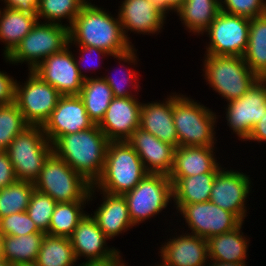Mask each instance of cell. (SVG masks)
<instances>
[{
  "mask_svg": "<svg viewBox=\"0 0 266 266\" xmlns=\"http://www.w3.org/2000/svg\"><path fill=\"white\" fill-rule=\"evenodd\" d=\"M100 5L84 4L80 13L69 27V46H94L111 56L128 51L133 47L125 38L117 16Z\"/></svg>",
  "mask_w": 266,
  "mask_h": 266,
  "instance_id": "6da1fadb",
  "label": "cell"
},
{
  "mask_svg": "<svg viewBox=\"0 0 266 266\" xmlns=\"http://www.w3.org/2000/svg\"><path fill=\"white\" fill-rule=\"evenodd\" d=\"M108 138L98 124L60 136L53 144V152L92 185L100 178L105 164Z\"/></svg>",
  "mask_w": 266,
  "mask_h": 266,
  "instance_id": "7a4b0ae2",
  "label": "cell"
},
{
  "mask_svg": "<svg viewBox=\"0 0 266 266\" xmlns=\"http://www.w3.org/2000/svg\"><path fill=\"white\" fill-rule=\"evenodd\" d=\"M216 114L219 113L201 102L173 92V121L179 146H216L218 137L215 129L221 118Z\"/></svg>",
  "mask_w": 266,
  "mask_h": 266,
  "instance_id": "3957f363",
  "label": "cell"
},
{
  "mask_svg": "<svg viewBox=\"0 0 266 266\" xmlns=\"http://www.w3.org/2000/svg\"><path fill=\"white\" fill-rule=\"evenodd\" d=\"M147 174L141 158L127 141L109 142L103 172L94 186L108 194L123 195Z\"/></svg>",
  "mask_w": 266,
  "mask_h": 266,
  "instance_id": "277c9868",
  "label": "cell"
},
{
  "mask_svg": "<svg viewBox=\"0 0 266 266\" xmlns=\"http://www.w3.org/2000/svg\"><path fill=\"white\" fill-rule=\"evenodd\" d=\"M202 63L204 82L226 102L242 97L259 79L240 56L204 54Z\"/></svg>",
  "mask_w": 266,
  "mask_h": 266,
  "instance_id": "5b68a950",
  "label": "cell"
},
{
  "mask_svg": "<svg viewBox=\"0 0 266 266\" xmlns=\"http://www.w3.org/2000/svg\"><path fill=\"white\" fill-rule=\"evenodd\" d=\"M69 44V28L57 23L38 21L4 61L9 65H28L33 70L45 58L61 52Z\"/></svg>",
  "mask_w": 266,
  "mask_h": 266,
  "instance_id": "8992f818",
  "label": "cell"
},
{
  "mask_svg": "<svg viewBox=\"0 0 266 266\" xmlns=\"http://www.w3.org/2000/svg\"><path fill=\"white\" fill-rule=\"evenodd\" d=\"M36 190L48 194L57 203L89 201L92 184L52 152L34 182Z\"/></svg>",
  "mask_w": 266,
  "mask_h": 266,
  "instance_id": "52a82bcc",
  "label": "cell"
},
{
  "mask_svg": "<svg viewBox=\"0 0 266 266\" xmlns=\"http://www.w3.org/2000/svg\"><path fill=\"white\" fill-rule=\"evenodd\" d=\"M5 151L14 167L17 181L34 183L53 147L42 126H28Z\"/></svg>",
  "mask_w": 266,
  "mask_h": 266,
  "instance_id": "ba28073f",
  "label": "cell"
},
{
  "mask_svg": "<svg viewBox=\"0 0 266 266\" xmlns=\"http://www.w3.org/2000/svg\"><path fill=\"white\" fill-rule=\"evenodd\" d=\"M123 196L127 202L130 219L136 227L162 214L165 212L163 210L173 203L172 182L166 174L148 173Z\"/></svg>",
  "mask_w": 266,
  "mask_h": 266,
  "instance_id": "9c48e42d",
  "label": "cell"
},
{
  "mask_svg": "<svg viewBox=\"0 0 266 266\" xmlns=\"http://www.w3.org/2000/svg\"><path fill=\"white\" fill-rule=\"evenodd\" d=\"M27 76L24 83L16 82L15 103L29 126L43 127L61 94L33 70Z\"/></svg>",
  "mask_w": 266,
  "mask_h": 266,
  "instance_id": "30bf717a",
  "label": "cell"
},
{
  "mask_svg": "<svg viewBox=\"0 0 266 266\" xmlns=\"http://www.w3.org/2000/svg\"><path fill=\"white\" fill-rule=\"evenodd\" d=\"M69 239L77 262L81 257L84 258L81 264H127L118 248L107 245L109 239L88 212Z\"/></svg>",
  "mask_w": 266,
  "mask_h": 266,
  "instance_id": "8fae6325",
  "label": "cell"
},
{
  "mask_svg": "<svg viewBox=\"0 0 266 266\" xmlns=\"http://www.w3.org/2000/svg\"><path fill=\"white\" fill-rule=\"evenodd\" d=\"M250 19L222 10L203 33L208 37L204 54L243 57L248 47Z\"/></svg>",
  "mask_w": 266,
  "mask_h": 266,
  "instance_id": "7c38bea8",
  "label": "cell"
},
{
  "mask_svg": "<svg viewBox=\"0 0 266 266\" xmlns=\"http://www.w3.org/2000/svg\"><path fill=\"white\" fill-rule=\"evenodd\" d=\"M183 224L188 228L186 233L208 239L237 228L242 221L230 211H226L211 201L186 205H173ZM191 230V231H190ZM189 231V232H188Z\"/></svg>",
  "mask_w": 266,
  "mask_h": 266,
  "instance_id": "4fadbf2b",
  "label": "cell"
},
{
  "mask_svg": "<svg viewBox=\"0 0 266 266\" xmlns=\"http://www.w3.org/2000/svg\"><path fill=\"white\" fill-rule=\"evenodd\" d=\"M224 118L239 141L244 142L266 113V78H259L242 97L228 101Z\"/></svg>",
  "mask_w": 266,
  "mask_h": 266,
  "instance_id": "5bb4252c",
  "label": "cell"
},
{
  "mask_svg": "<svg viewBox=\"0 0 266 266\" xmlns=\"http://www.w3.org/2000/svg\"><path fill=\"white\" fill-rule=\"evenodd\" d=\"M228 168L223 167L217 173L209 201L234 213L242 222H245L244 219L248 216L247 210L250 209L247 201L252 193L253 182L250 175L243 173L240 169L235 170L230 167L229 170Z\"/></svg>",
  "mask_w": 266,
  "mask_h": 266,
  "instance_id": "9a60e30c",
  "label": "cell"
},
{
  "mask_svg": "<svg viewBox=\"0 0 266 266\" xmlns=\"http://www.w3.org/2000/svg\"><path fill=\"white\" fill-rule=\"evenodd\" d=\"M118 17L126 40L132 44L131 32L139 35H158L164 29L169 15L155 0H122ZM130 32V33H128ZM129 34V35H128Z\"/></svg>",
  "mask_w": 266,
  "mask_h": 266,
  "instance_id": "2e32d148",
  "label": "cell"
},
{
  "mask_svg": "<svg viewBox=\"0 0 266 266\" xmlns=\"http://www.w3.org/2000/svg\"><path fill=\"white\" fill-rule=\"evenodd\" d=\"M72 46L45 58L33 71L61 95H79L84 78L80 75Z\"/></svg>",
  "mask_w": 266,
  "mask_h": 266,
  "instance_id": "e0dca14e",
  "label": "cell"
},
{
  "mask_svg": "<svg viewBox=\"0 0 266 266\" xmlns=\"http://www.w3.org/2000/svg\"><path fill=\"white\" fill-rule=\"evenodd\" d=\"M95 124L86 112L79 95H61L43 132L53 144L60 136L87 130Z\"/></svg>",
  "mask_w": 266,
  "mask_h": 266,
  "instance_id": "ac0fdd59",
  "label": "cell"
},
{
  "mask_svg": "<svg viewBox=\"0 0 266 266\" xmlns=\"http://www.w3.org/2000/svg\"><path fill=\"white\" fill-rule=\"evenodd\" d=\"M178 230L170 233V238L167 235L166 241L159 247V261L164 266H207V239Z\"/></svg>",
  "mask_w": 266,
  "mask_h": 266,
  "instance_id": "d6986e66",
  "label": "cell"
},
{
  "mask_svg": "<svg viewBox=\"0 0 266 266\" xmlns=\"http://www.w3.org/2000/svg\"><path fill=\"white\" fill-rule=\"evenodd\" d=\"M141 105L138 97L112 99L104 118L98 124L110 142L127 141L140 127Z\"/></svg>",
  "mask_w": 266,
  "mask_h": 266,
  "instance_id": "ffe728a7",
  "label": "cell"
},
{
  "mask_svg": "<svg viewBox=\"0 0 266 266\" xmlns=\"http://www.w3.org/2000/svg\"><path fill=\"white\" fill-rule=\"evenodd\" d=\"M127 142L141 158L148 173L170 174L175 151L173 145L161 141L140 127L132 133Z\"/></svg>",
  "mask_w": 266,
  "mask_h": 266,
  "instance_id": "44dd1931",
  "label": "cell"
},
{
  "mask_svg": "<svg viewBox=\"0 0 266 266\" xmlns=\"http://www.w3.org/2000/svg\"><path fill=\"white\" fill-rule=\"evenodd\" d=\"M217 149L216 146H178L174 151L173 166L168 177L218 173L224 165L217 160L220 159L216 156Z\"/></svg>",
  "mask_w": 266,
  "mask_h": 266,
  "instance_id": "7402d4cb",
  "label": "cell"
},
{
  "mask_svg": "<svg viewBox=\"0 0 266 266\" xmlns=\"http://www.w3.org/2000/svg\"><path fill=\"white\" fill-rule=\"evenodd\" d=\"M90 192H100V205L90 213L99 228L111 241L115 236L123 235L135 227L130 219L127 202L123 195H112L98 190L92 185Z\"/></svg>",
  "mask_w": 266,
  "mask_h": 266,
  "instance_id": "603a6c76",
  "label": "cell"
},
{
  "mask_svg": "<svg viewBox=\"0 0 266 266\" xmlns=\"http://www.w3.org/2000/svg\"><path fill=\"white\" fill-rule=\"evenodd\" d=\"M165 98L163 101L142 103L140 128L177 148L179 141L173 121V93Z\"/></svg>",
  "mask_w": 266,
  "mask_h": 266,
  "instance_id": "cb8c5ba5",
  "label": "cell"
},
{
  "mask_svg": "<svg viewBox=\"0 0 266 266\" xmlns=\"http://www.w3.org/2000/svg\"><path fill=\"white\" fill-rule=\"evenodd\" d=\"M245 222L237 228L207 239L209 260L218 262L248 263L250 238L242 231ZM245 234V235H244Z\"/></svg>",
  "mask_w": 266,
  "mask_h": 266,
  "instance_id": "d4e9b609",
  "label": "cell"
},
{
  "mask_svg": "<svg viewBox=\"0 0 266 266\" xmlns=\"http://www.w3.org/2000/svg\"><path fill=\"white\" fill-rule=\"evenodd\" d=\"M38 22L37 14H28L7 7L0 8V41L7 57ZM0 42V43H1Z\"/></svg>",
  "mask_w": 266,
  "mask_h": 266,
  "instance_id": "484cf974",
  "label": "cell"
},
{
  "mask_svg": "<svg viewBox=\"0 0 266 266\" xmlns=\"http://www.w3.org/2000/svg\"><path fill=\"white\" fill-rule=\"evenodd\" d=\"M216 175L217 173H205L189 177H169L172 182L173 205L208 202Z\"/></svg>",
  "mask_w": 266,
  "mask_h": 266,
  "instance_id": "4316f807",
  "label": "cell"
},
{
  "mask_svg": "<svg viewBox=\"0 0 266 266\" xmlns=\"http://www.w3.org/2000/svg\"><path fill=\"white\" fill-rule=\"evenodd\" d=\"M137 50L138 49H136V47L133 46L124 53L110 56V57H113L114 59L116 58V60L119 63V67L121 66V68L117 67L118 69H121L120 72L122 71L121 77L120 76L119 78L115 77V75H117L118 73L117 70H116L117 73L114 74V76L112 73H109V72L107 75L105 74H103V76L100 75L110 86L111 90L113 91L114 97H121V98L137 97L138 95L136 94H139L138 92L139 90H141V86L139 85L140 82L138 79L139 77H137L139 76V74H138V71H136V67H138L137 64L140 61L139 57H137L138 56ZM126 63L131 67L130 68L126 67L125 65Z\"/></svg>",
  "mask_w": 266,
  "mask_h": 266,
  "instance_id": "83f0119b",
  "label": "cell"
},
{
  "mask_svg": "<svg viewBox=\"0 0 266 266\" xmlns=\"http://www.w3.org/2000/svg\"><path fill=\"white\" fill-rule=\"evenodd\" d=\"M220 12V0H185L175 11L184 30L197 37L209 28Z\"/></svg>",
  "mask_w": 266,
  "mask_h": 266,
  "instance_id": "f1b7e54d",
  "label": "cell"
},
{
  "mask_svg": "<svg viewBox=\"0 0 266 266\" xmlns=\"http://www.w3.org/2000/svg\"><path fill=\"white\" fill-rule=\"evenodd\" d=\"M79 96L83 100L86 112L94 124L101 122L114 98L113 91L101 76L84 79Z\"/></svg>",
  "mask_w": 266,
  "mask_h": 266,
  "instance_id": "f546056e",
  "label": "cell"
},
{
  "mask_svg": "<svg viewBox=\"0 0 266 266\" xmlns=\"http://www.w3.org/2000/svg\"><path fill=\"white\" fill-rule=\"evenodd\" d=\"M96 192H90L89 201H74L68 203H57L51 216L49 229L46 234L59 237H70L77 227L79 221L87 213L84 209L86 204L96 198ZM89 203V204H88Z\"/></svg>",
  "mask_w": 266,
  "mask_h": 266,
  "instance_id": "4dcf8cb0",
  "label": "cell"
},
{
  "mask_svg": "<svg viewBox=\"0 0 266 266\" xmlns=\"http://www.w3.org/2000/svg\"><path fill=\"white\" fill-rule=\"evenodd\" d=\"M259 78H266V13L250 19L248 47L243 56Z\"/></svg>",
  "mask_w": 266,
  "mask_h": 266,
  "instance_id": "1f68e13d",
  "label": "cell"
},
{
  "mask_svg": "<svg viewBox=\"0 0 266 266\" xmlns=\"http://www.w3.org/2000/svg\"><path fill=\"white\" fill-rule=\"evenodd\" d=\"M46 233L4 236V258L12 265L33 264Z\"/></svg>",
  "mask_w": 266,
  "mask_h": 266,
  "instance_id": "d6a6232c",
  "label": "cell"
},
{
  "mask_svg": "<svg viewBox=\"0 0 266 266\" xmlns=\"http://www.w3.org/2000/svg\"><path fill=\"white\" fill-rule=\"evenodd\" d=\"M68 237L45 234L35 264L38 266H77Z\"/></svg>",
  "mask_w": 266,
  "mask_h": 266,
  "instance_id": "836d02e7",
  "label": "cell"
},
{
  "mask_svg": "<svg viewBox=\"0 0 266 266\" xmlns=\"http://www.w3.org/2000/svg\"><path fill=\"white\" fill-rule=\"evenodd\" d=\"M83 5L81 0H39L37 18L38 21L57 23L69 28ZM65 19L68 23H63L62 20Z\"/></svg>",
  "mask_w": 266,
  "mask_h": 266,
  "instance_id": "e575fe53",
  "label": "cell"
},
{
  "mask_svg": "<svg viewBox=\"0 0 266 266\" xmlns=\"http://www.w3.org/2000/svg\"><path fill=\"white\" fill-rule=\"evenodd\" d=\"M34 189V183L27 181H16L0 189V218L26 211Z\"/></svg>",
  "mask_w": 266,
  "mask_h": 266,
  "instance_id": "d590c367",
  "label": "cell"
},
{
  "mask_svg": "<svg viewBox=\"0 0 266 266\" xmlns=\"http://www.w3.org/2000/svg\"><path fill=\"white\" fill-rule=\"evenodd\" d=\"M28 126L15 102L0 105V151H5L14 138Z\"/></svg>",
  "mask_w": 266,
  "mask_h": 266,
  "instance_id": "8d00e7d4",
  "label": "cell"
},
{
  "mask_svg": "<svg viewBox=\"0 0 266 266\" xmlns=\"http://www.w3.org/2000/svg\"><path fill=\"white\" fill-rule=\"evenodd\" d=\"M56 204L51 196L34 189L26 212L40 231H48Z\"/></svg>",
  "mask_w": 266,
  "mask_h": 266,
  "instance_id": "74e56055",
  "label": "cell"
},
{
  "mask_svg": "<svg viewBox=\"0 0 266 266\" xmlns=\"http://www.w3.org/2000/svg\"><path fill=\"white\" fill-rule=\"evenodd\" d=\"M0 232L5 236H22L40 231L27 212H17L0 218Z\"/></svg>",
  "mask_w": 266,
  "mask_h": 266,
  "instance_id": "f35d334b",
  "label": "cell"
},
{
  "mask_svg": "<svg viewBox=\"0 0 266 266\" xmlns=\"http://www.w3.org/2000/svg\"><path fill=\"white\" fill-rule=\"evenodd\" d=\"M220 10L253 19L266 13V0H220Z\"/></svg>",
  "mask_w": 266,
  "mask_h": 266,
  "instance_id": "ab89813d",
  "label": "cell"
},
{
  "mask_svg": "<svg viewBox=\"0 0 266 266\" xmlns=\"http://www.w3.org/2000/svg\"><path fill=\"white\" fill-rule=\"evenodd\" d=\"M74 47L77 48L76 49L77 50L76 53L79 51V53H77V55L79 54L78 56L76 54H74V59H75L76 66H77V68L79 70L80 75L84 79H87L89 77H100V76H97V75L96 76H94V75L93 76H90V75L88 76L85 73L86 72H88V73L90 72L91 73V70H92L91 74H93V72L95 73L96 69L98 70L100 68V65L98 63H101V64L103 63L101 61L97 63V61H96L97 58H98V61H99L100 58L103 60L104 57H108L109 58V56H111V55L109 53H107L106 51H104L102 49H99V48H96L94 46L75 45ZM83 63H84V65H82ZM96 64H97V66H96Z\"/></svg>",
  "mask_w": 266,
  "mask_h": 266,
  "instance_id": "60d3db41",
  "label": "cell"
},
{
  "mask_svg": "<svg viewBox=\"0 0 266 266\" xmlns=\"http://www.w3.org/2000/svg\"><path fill=\"white\" fill-rule=\"evenodd\" d=\"M17 79L7 72L0 70V105H8L15 102Z\"/></svg>",
  "mask_w": 266,
  "mask_h": 266,
  "instance_id": "b9f144b4",
  "label": "cell"
},
{
  "mask_svg": "<svg viewBox=\"0 0 266 266\" xmlns=\"http://www.w3.org/2000/svg\"><path fill=\"white\" fill-rule=\"evenodd\" d=\"M17 181L14 167L6 151H0V189Z\"/></svg>",
  "mask_w": 266,
  "mask_h": 266,
  "instance_id": "7bdbcfd3",
  "label": "cell"
},
{
  "mask_svg": "<svg viewBox=\"0 0 266 266\" xmlns=\"http://www.w3.org/2000/svg\"><path fill=\"white\" fill-rule=\"evenodd\" d=\"M4 6L10 9H15L23 13L37 14L39 0H0Z\"/></svg>",
  "mask_w": 266,
  "mask_h": 266,
  "instance_id": "ee69618b",
  "label": "cell"
},
{
  "mask_svg": "<svg viewBox=\"0 0 266 266\" xmlns=\"http://www.w3.org/2000/svg\"><path fill=\"white\" fill-rule=\"evenodd\" d=\"M247 141L255 142V144L256 142L260 144L266 143V113L261 117V120L255 124L249 137L245 140V143Z\"/></svg>",
  "mask_w": 266,
  "mask_h": 266,
  "instance_id": "f6af8a7d",
  "label": "cell"
},
{
  "mask_svg": "<svg viewBox=\"0 0 266 266\" xmlns=\"http://www.w3.org/2000/svg\"><path fill=\"white\" fill-rule=\"evenodd\" d=\"M160 7L169 15L170 12L175 11L185 2V0H155Z\"/></svg>",
  "mask_w": 266,
  "mask_h": 266,
  "instance_id": "bcb514c9",
  "label": "cell"
},
{
  "mask_svg": "<svg viewBox=\"0 0 266 266\" xmlns=\"http://www.w3.org/2000/svg\"><path fill=\"white\" fill-rule=\"evenodd\" d=\"M248 263H236V262H218V261H211L207 266H248Z\"/></svg>",
  "mask_w": 266,
  "mask_h": 266,
  "instance_id": "7dc6e473",
  "label": "cell"
},
{
  "mask_svg": "<svg viewBox=\"0 0 266 266\" xmlns=\"http://www.w3.org/2000/svg\"><path fill=\"white\" fill-rule=\"evenodd\" d=\"M4 235L0 232V259H4Z\"/></svg>",
  "mask_w": 266,
  "mask_h": 266,
  "instance_id": "c3c4849f",
  "label": "cell"
},
{
  "mask_svg": "<svg viewBox=\"0 0 266 266\" xmlns=\"http://www.w3.org/2000/svg\"><path fill=\"white\" fill-rule=\"evenodd\" d=\"M126 264H81L79 263L77 266H125Z\"/></svg>",
  "mask_w": 266,
  "mask_h": 266,
  "instance_id": "681fc988",
  "label": "cell"
},
{
  "mask_svg": "<svg viewBox=\"0 0 266 266\" xmlns=\"http://www.w3.org/2000/svg\"><path fill=\"white\" fill-rule=\"evenodd\" d=\"M0 266H12L5 258L0 259Z\"/></svg>",
  "mask_w": 266,
  "mask_h": 266,
  "instance_id": "f907efd6",
  "label": "cell"
},
{
  "mask_svg": "<svg viewBox=\"0 0 266 266\" xmlns=\"http://www.w3.org/2000/svg\"><path fill=\"white\" fill-rule=\"evenodd\" d=\"M16 266H38V265H36L35 263H33V264H22V265H16Z\"/></svg>",
  "mask_w": 266,
  "mask_h": 266,
  "instance_id": "816d5d0a",
  "label": "cell"
},
{
  "mask_svg": "<svg viewBox=\"0 0 266 266\" xmlns=\"http://www.w3.org/2000/svg\"><path fill=\"white\" fill-rule=\"evenodd\" d=\"M160 263V264H159ZM150 266H164L161 262H157V264H156V262L154 263V264H151Z\"/></svg>",
  "mask_w": 266,
  "mask_h": 266,
  "instance_id": "f5cc1de1",
  "label": "cell"
},
{
  "mask_svg": "<svg viewBox=\"0 0 266 266\" xmlns=\"http://www.w3.org/2000/svg\"><path fill=\"white\" fill-rule=\"evenodd\" d=\"M84 4H92L91 0H81Z\"/></svg>",
  "mask_w": 266,
  "mask_h": 266,
  "instance_id": "db71d44e",
  "label": "cell"
}]
</instances>
